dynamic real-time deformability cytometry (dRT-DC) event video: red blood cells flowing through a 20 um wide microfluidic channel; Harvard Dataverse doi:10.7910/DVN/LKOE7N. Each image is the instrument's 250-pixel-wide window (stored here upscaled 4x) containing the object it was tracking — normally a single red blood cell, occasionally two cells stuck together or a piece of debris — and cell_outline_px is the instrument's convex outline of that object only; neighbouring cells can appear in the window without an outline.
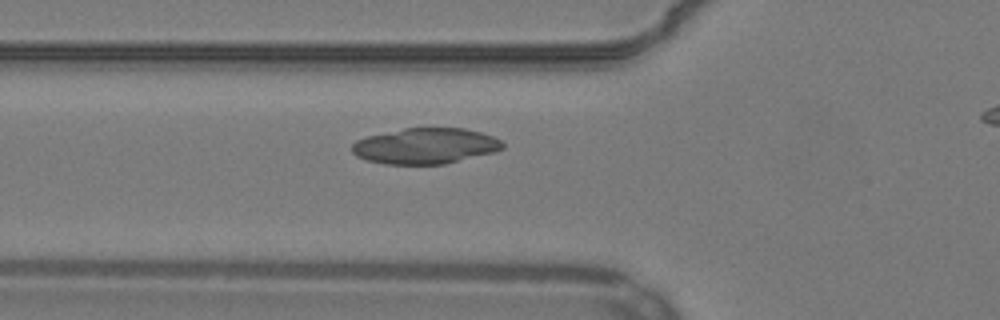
{"species": "common noctule bat (a hibernating species)", "species_latin": "Nyctalus noctula", "temperature_condition": "warm", "stored_images_in_passage": 36, "camera_frame_rate_fps": 3000, "um_per_image_px": 0.085, "animal": {"sex": "male", "body_mass_g": 19.2, "forearm_length_mm": 51.8}, "frame": {"image": 1, "passage_image": 7, "time_ms": 2.0, "image_size_px": [1000, 320], "cell_outline_px": [[504, 148], [496, 152], [444, 164], [384, 164], [368, 160], [356, 156], [352, 152], [352, 144], [356, 140], [368, 136], [404, 128], [464, 128], [480, 132], [492, 136], [500, 140], [504, 144]], "centroid_in_image_um": [36.17, 12.41], "position_along_channel_um": 89.6, "area_um2": 31.39}}
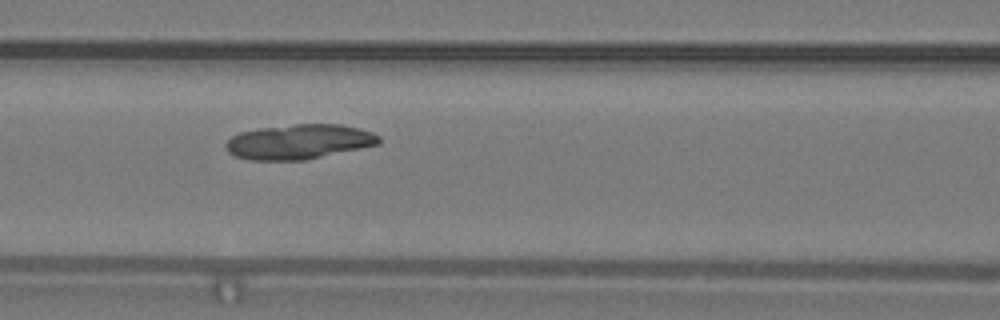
{"frame": {"image": 2, "passage_image": 11, "time_ms": 3.333, "image_size_px": [1000, 320], "cell_outline_px": [[380, 144], [304, 160], [252, 160], [236, 156], [228, 152], [224, 144], [232, 136], [240, 132], [260, 128], [296, 124], [340, 124], [360, 128], [372, 132], [380, 136]], "centroid_in_image_um": [25.43, 12.04], "position_along_channel_um": 141.2, "area_um2": 30.98}}
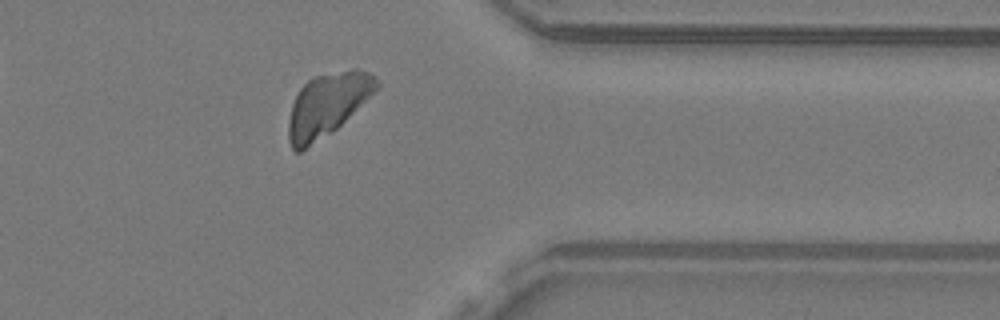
{"frame": {"image": 3, "passage_image": 31, "time_ms": 10.0, "image_size_px": [1000, 320], "cell_outline_px": [[380, 84], [332, 132], [300, 152], [296, 152], [292, 148], [288, 140], [288, 120], [292, 104], [300, 88], [308, 80], [316, 76], [352, 68], [356, 68], [368, 72]], "centroid_in_image_um": [27.75, 8.91], "position_along_channel_um": 383.6, "area_um2": 31.5}}